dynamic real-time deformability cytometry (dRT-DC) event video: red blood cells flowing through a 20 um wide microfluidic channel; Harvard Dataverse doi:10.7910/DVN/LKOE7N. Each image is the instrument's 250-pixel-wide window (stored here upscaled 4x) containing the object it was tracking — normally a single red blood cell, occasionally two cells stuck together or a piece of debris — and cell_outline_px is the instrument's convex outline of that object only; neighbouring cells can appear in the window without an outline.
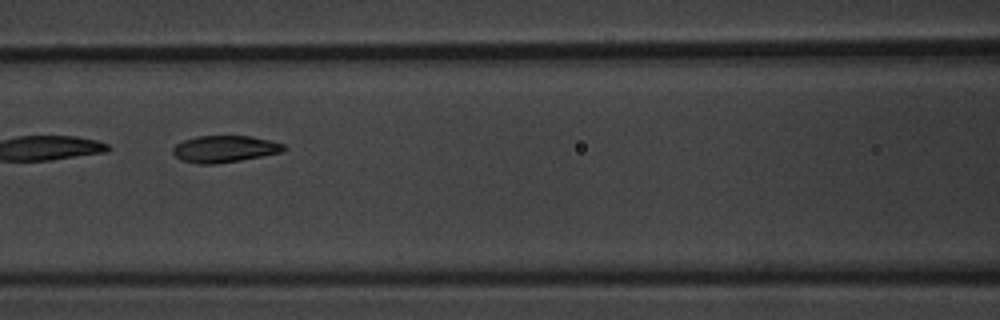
{"species": "common noctule bat (a hibernating species)", "species_latin": "Nyctalus noctula", "temperature_condition": "warm", "stored_images_in_passage": 7, "camera_frame_rate_fps": 3000, "um_per_image_px": 0.085, "animal": {"sex": "male", "body_mass_g": 20.1, "forearm_length_mm": 53.5}, "frame": {"image": 1, "passage_image": 6, "time_ms": 5.667, "image_size_px": [1000, 320], "cell_outline_px": [[288, 148], [284, 152], [240, 160], [216, 164], [200, 164], [180, 160], [172, 152], [172, 148], [176, 144], [184, 140], [196, 136], [252, 136], [284, 144]], "centroid_in_image_um": [19.1, 12.66], "position_along_channel_um": 147.5, "area_um2": 17.4}}
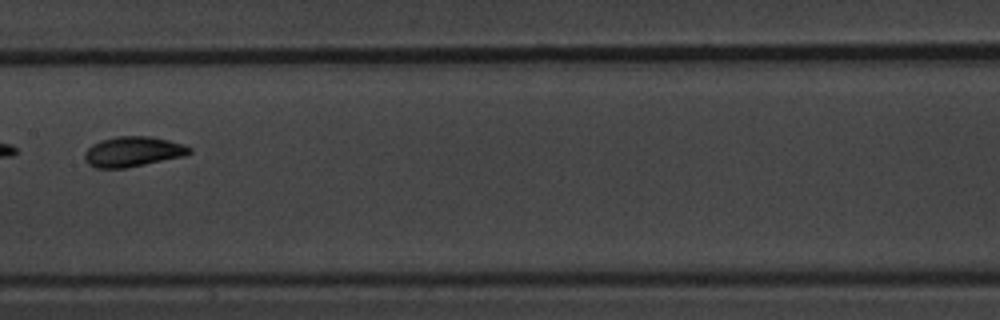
{"frame": {"image": 2, "passage_image": 7, "time_ms": 7.0, "image_size_px": [1000, 320], "cell_outline_px": [[192, 152], [184, 156], [124, 168], [96, 168], [88, 164], [84, 160], [84, 152], [92, 144], [100, 140], [116, 136], [152, 136], [184, 144], [192, 148]], "centroid_in_image_um": [11.28, 12.88], "position_along_channel_um": 196.1, "area_um2": 18.5}}